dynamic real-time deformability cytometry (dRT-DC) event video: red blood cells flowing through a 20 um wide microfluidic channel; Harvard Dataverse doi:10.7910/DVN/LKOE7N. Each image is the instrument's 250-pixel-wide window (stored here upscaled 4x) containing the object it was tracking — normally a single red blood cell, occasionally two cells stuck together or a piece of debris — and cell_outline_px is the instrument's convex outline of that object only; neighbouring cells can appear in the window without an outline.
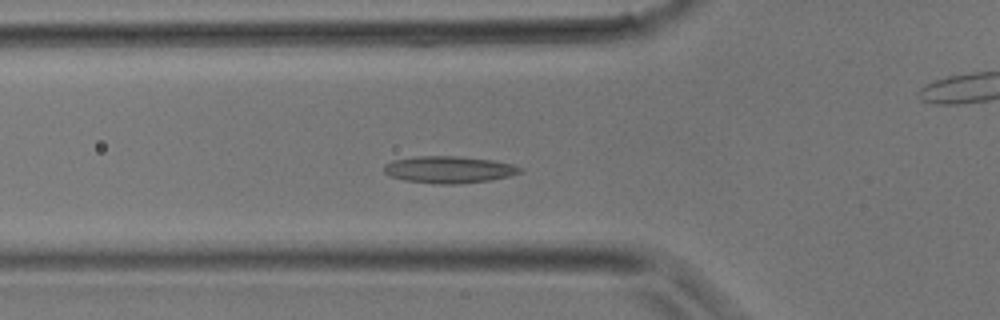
{"species": "common noctule bat (a hibernating species)", "species_latin": "Nyctalus noctula", "temperature_condition": "room temperature", "stored_images_in_passage": 38, "camera_frame_rate_fps": 3000, "um_per_image_px": 0.085, "animal": {"sex": "male", "body_mass_g": 17.9}, "frame": {"image": 1, "passage_image": 12, "time_ms": 3.667, "image_size_px": [1000, 320], "cell_outline_px": [[524, 172], [492, 180], [456, 184], [432, 184], [404, 180], [392, 176], [384, 172], [384, 164], [392, 160], [416, 156], [460, 156], [492, 160], [512, 164], [524, 168]], "centroid_in_image_um": [38.18, 14.41], "position_along_channel_um": 87.6, "area_um2": 21.56}}
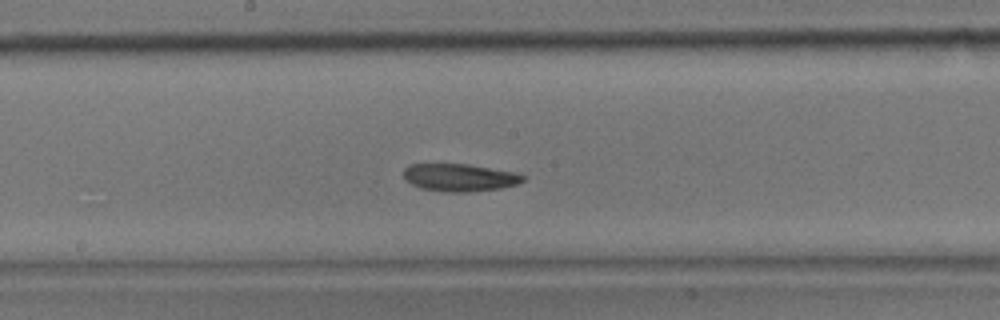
{"frame": {"image": 2, "passage_image": 19, "time_ms": 6.0, "image_size_px": [1000, 320], "cell_outline_px": [[528, 176], [524, 180], [516, 184], [500, 188], [468, 192], [448, 192], [420, 188], [404, 180], [404, 168], [408, 164], [468, 164], [512, 172]], "centroid_in_image_um": [39.03, 15.09], "position_along_channel_um": 209.2, "area_um2": 19.13}}
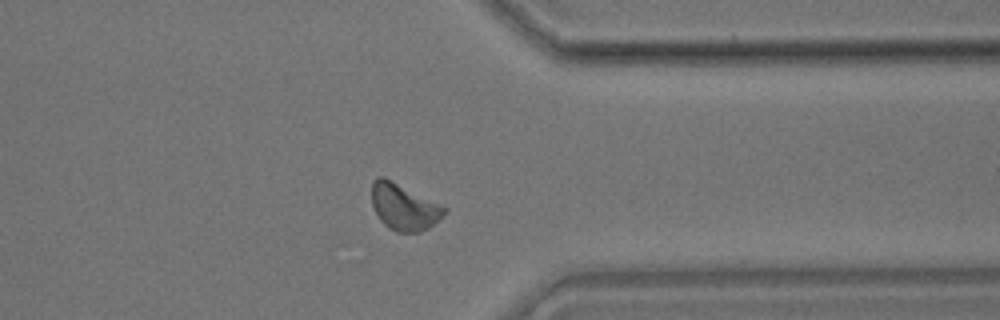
{"frame": {"image": 3, "passage_image": 29, "time_ms": 9.333, "image_size_px": [1000, 320], "cell_outline_px": [[448, 212], [428, 228], [420, 232], [396, 232], [388, 228], [380, 220], [372, 204], [372, 180], [376, 176], [384, 176], [444, 204], [448, 208]], "centroid_in_image_um": [34.37, 17.56], "position_along_channel_um": 377.0, "area_um2": 20.17}}